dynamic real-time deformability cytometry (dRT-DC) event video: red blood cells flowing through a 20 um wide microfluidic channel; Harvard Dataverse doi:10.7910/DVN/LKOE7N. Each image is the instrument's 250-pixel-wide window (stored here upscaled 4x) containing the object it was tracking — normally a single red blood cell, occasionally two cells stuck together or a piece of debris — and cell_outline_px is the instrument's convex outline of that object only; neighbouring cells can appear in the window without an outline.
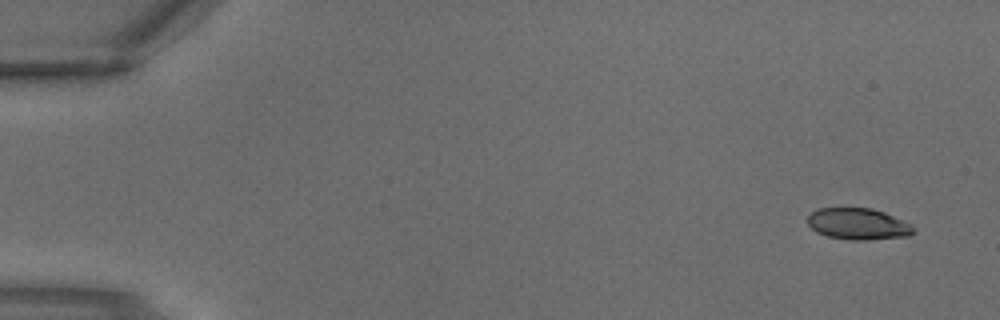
{"species": "common noctule bat (a hibernating species)", "species_latin": "Nyctalus noctula", "temperature_condition": "warm", "stored_images_in_passage": 3, "camera_frame_rate_fps": 3000, "um_per_image_px": 0.085, "animal": {"sex": "male", "body_mass_g": 18.8}, "frame": {"image": 1, "passage_image": 1, "time_ms": 0.0, "image_size_px": [1000, 320], "cell_outline_px": [[916, 232], [908, 236], [868, 240], [852, 240], [828, 236], [816, 232], [808, 224], [808, 216], [816, 208], [872, 208], [884, 212], [912, 224], [916, 228]], "centroid_in_image_um": [72.97, 19.03], "position_along_channel_um": 12.0, "area_um2": 19.54}}